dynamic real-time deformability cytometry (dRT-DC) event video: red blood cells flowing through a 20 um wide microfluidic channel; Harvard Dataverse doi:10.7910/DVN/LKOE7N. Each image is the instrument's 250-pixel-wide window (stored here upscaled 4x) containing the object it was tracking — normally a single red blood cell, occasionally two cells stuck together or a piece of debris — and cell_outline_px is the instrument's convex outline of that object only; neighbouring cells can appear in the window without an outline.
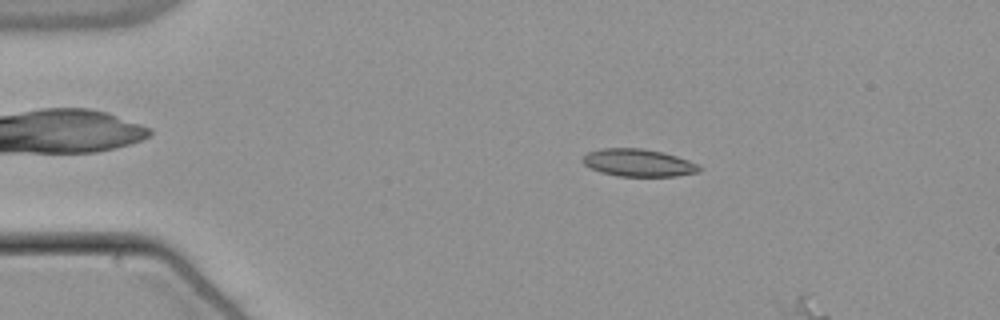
{"species": "common noctule bat (a hibernating species)", "species_latin": "Nyctalus noctula", "temperature_condition": "warm", "stored_images_in_passage": 13, "camera_frame_rate_fps": 3000, "um_per_image_px": 0.085, "animal": {"sex": "male", "body_mass_g": 21.5, "forearm_length_mm": 52.0}, "frame": {"image": 1, "passage_image": 10, "time_ms": 3.0, "image_size_px": [1000, 320], "cell_outline_px": [[700, 172], [676, 176], [616, 176], [600, 172], [584, 164], [580, 160], [588, 152], [600, 148], [640, 148], [664, 152], [700, 164]], "centroid_in_image_um": [54.26, 13.83], "position_along_channel_um": 30.7, "area_um2": 18.79}}